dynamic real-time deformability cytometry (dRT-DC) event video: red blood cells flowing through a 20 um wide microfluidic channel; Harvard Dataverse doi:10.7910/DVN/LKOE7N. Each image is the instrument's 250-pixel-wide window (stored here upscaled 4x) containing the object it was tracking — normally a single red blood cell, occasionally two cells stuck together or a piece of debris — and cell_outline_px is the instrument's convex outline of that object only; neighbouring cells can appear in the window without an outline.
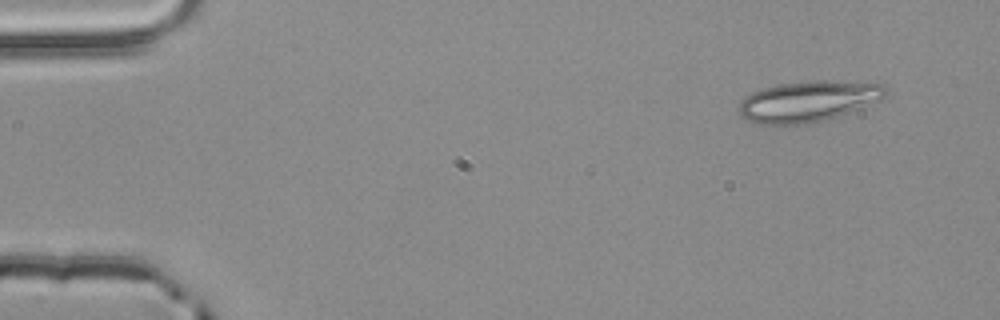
{"species": "common noctule bat (a hibernating species)", "species_latin": "Nyctalus noctula", "temperature_condition": "room temperature", "stored_images_in_passage": 4, "camera_frame_rate_fps": 3000, "um_per_image_px": 0.085, "animal": {"sex": "male", "body_mass_g": 20.4}, "frame": {"image": 1, "passage_image": 1, "time_ms": 0.0, "image_size_px": [1000, 320], "cell_outline_px": [[888, 92], [880, 100], [848, 112], [824, 120], [804, 124], [760, 124], [748, 120], [740, 116], [740, 100], [752, 92], [764, 88], [780, 84], [812, 80], [824, 80], [880, 84]], "centroid_in_image_um": [68.66, 8.61], "position_along_channel_um": 16.3, "area_um2": 34.39}}